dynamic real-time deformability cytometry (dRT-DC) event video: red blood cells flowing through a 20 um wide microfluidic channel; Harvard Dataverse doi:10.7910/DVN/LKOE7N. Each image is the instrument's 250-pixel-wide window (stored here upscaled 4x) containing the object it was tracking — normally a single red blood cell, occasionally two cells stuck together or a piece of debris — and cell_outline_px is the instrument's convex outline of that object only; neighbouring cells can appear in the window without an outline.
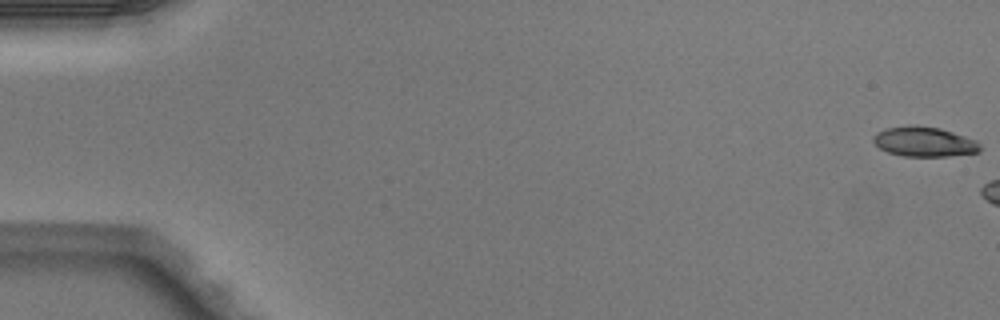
{"species": "Egyptian fruit bat (a non-hibernating species)", "species_latin": "Rousettus aegyptiacus", "temperature_condition": "warm", "stored_images_in_passage": 5, "camera_frame_rate_fps": 3000, "um_per_image_px": 0.085, "animal": {"sex": "male"}, "frame": {"image": 1, "passage_image": 1, "time_ms": 0.0, "image_size_px": [1000, 320], "cell_outline_px": [[980, 152], [948, 156], [904, 156], [888, 152], [880, 148], [872, 140], [872, 136], [876, 132], [884, 128], [908, 124], [916, 124], [940, 128], [976, 140], [980, 144]], "centroid_in_image_um": [78.52, 12.02], "position_along_channel_um": 6.5, "area_um2": 18.79}}